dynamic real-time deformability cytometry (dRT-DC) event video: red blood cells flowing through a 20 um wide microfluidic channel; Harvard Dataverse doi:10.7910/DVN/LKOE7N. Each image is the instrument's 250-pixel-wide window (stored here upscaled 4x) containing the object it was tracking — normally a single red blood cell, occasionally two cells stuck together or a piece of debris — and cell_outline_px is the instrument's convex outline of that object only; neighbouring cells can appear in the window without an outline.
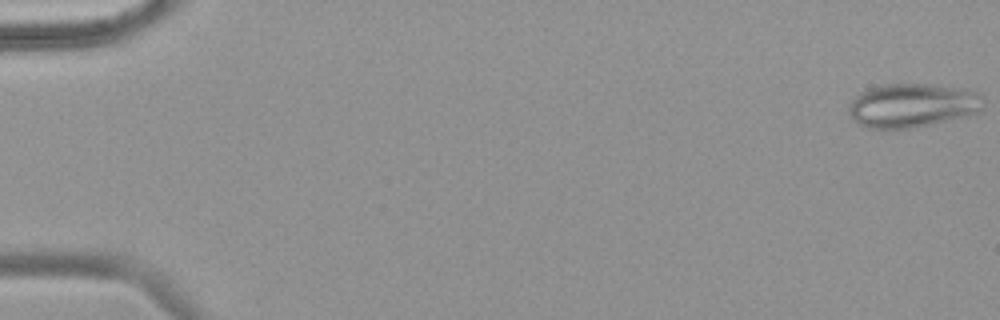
{"species": "common noctule bat (a hibernating species)", "species_latin": "Nyctalus noctula", "temperature_condition": "warm", "stored_images_in_passage": 55, "camera_frame_rate_fps": 3000, "um_per_image_px": 0.085, "animal": {"sex": "female", "body_mass_g": 18.4}, "frame": {"image": 1, "passage_image": 1, "time_ms": 0.0, "image_size_px": [1000, 320], "cell_outline_px": [[984, 104], [976, 112], [968, 116], [912, 128], [868, 128], [852, 120], [848, 112], [848, 104], [860, 92], [880, 84], [928, 84], [964, 88], [976, 92], [984, 100]], "centroid_in_image_um": [77.52, 8.95], "position_along_channel_um": 7.5, "area_um2": 34.51}}
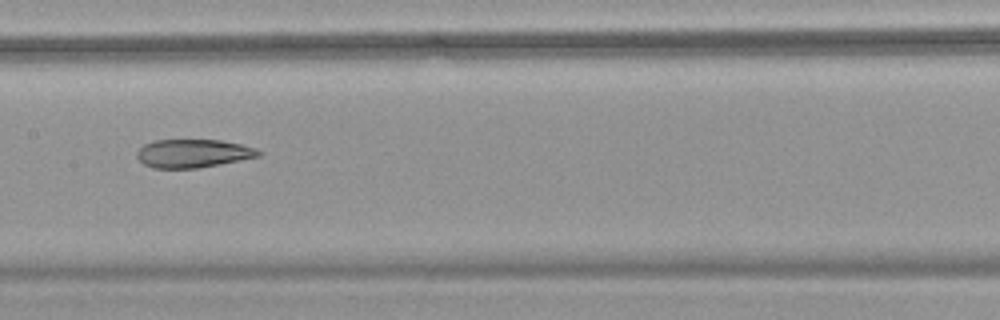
{"frame": {"image": 2, "passage_image": 29, "time_ms": 9.333, "image_size_px": [1000, 320], "cell_outline_px": [[264, 152], [260, 156], [220, 164], [196, 168], [152, 168], [144, 164], [136, 156], [136, 152], [144, 144], [152, 140], [220, 140], [240, 144], [256, 148]], "centroid_in_image_um": [16.41, 13.03], "position_along_channel_um": 191.0, "area_um2": 20.11}}
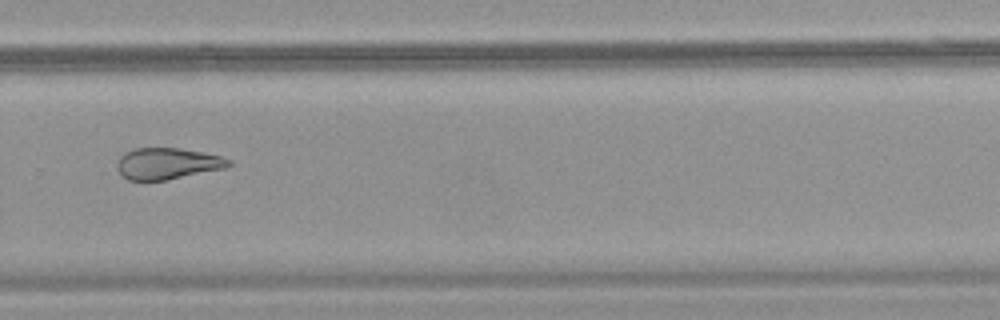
{"frame": {"image": 3, "passage_image": 39, "time_ms": 12.667, "image_size_px": [1000, 320], "cell_outline_px": [[232, 164], [228, 168], [168, 180], [128, 180], [116, 168], [116, 164], [120, 156], [124, 152], [136, 148], [180, 148], [220, 156], [232, 160]], "centroid_in_image_um": [14.25, 13.91], "position_along_channel_um": 315.5, "area_um2": 20.58}, "authors_computed_cell_mechanics": {"area_um2": 25.721, "velocity_mm_per_s": 3.7548, "shape_relaxation_time_tau1_ms": null, "shape_relaxation_time_tau2_ms": 3.4125, "deformation_change_tau1": null, "deformation_change_tau2": 0.0985}}